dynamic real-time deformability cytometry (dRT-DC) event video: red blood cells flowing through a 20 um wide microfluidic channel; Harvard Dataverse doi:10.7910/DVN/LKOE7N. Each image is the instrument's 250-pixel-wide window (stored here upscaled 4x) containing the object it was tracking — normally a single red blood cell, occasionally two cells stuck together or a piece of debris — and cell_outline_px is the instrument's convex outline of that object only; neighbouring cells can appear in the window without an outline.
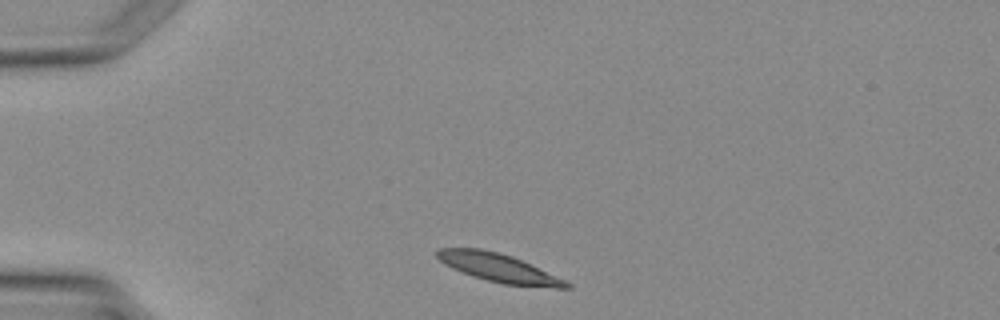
{"species": "Egyptian fruit bat (a non-hibernating species)", "species_latin": "Rousettus aegyptiacus", "temperature_condition": "warm", "stored_images_in_passage": 2, "camera_frame_rate_fps": 3000, "um_per_image_px": 0.085, "animal": {"sex": "female"}, "frame": {"image": 1, "passage_image": 1, "time_ms": 0.0, "image_size_px": [1000, 320], "cell_outline_px": [[572, 288], [556, 288], [504, 284], [472, 276], [452, 268], [444, 264], [436, 256], [436, 252], [440, 248], [480, 248], [500, 252], [512, 256], [564, 280], [572, 284]], "centroid_in_image_um": [42.36, 22.76], "position_along_channel_um": 42.6, "area_um2": 21.15}}